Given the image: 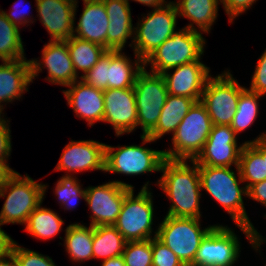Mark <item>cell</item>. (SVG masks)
I'll return each instance as SVG.
<instances>
[{
  "instance_id": "1",
  "label": "cell",
  "mask_w": 266,
  "mask_h": 266,
  "mask_svg": "<svg viewBox=\"0 0 266 266\" xmlns=\"http://www.w3.org/2000/svg\"><path fill=\"white\" fill-rule=\"evenodd\" d=\"M232 168L198 166L201 190L223 208V212L229 215V219L241 231V235L244 234L251 249L262 258L266 237L262 236L251 222L245 207L247 204L244 202L248 198L247 188L241 178L239 167Z\"/></svg>"
},
{
  "instance_id": "2",
  "label": "cell",
  "mask_w": 266,
  "mask_h": 266,
  "mask_svg": "<svg viewBox=\"0 0 266 266\" xmlns=\"http://www.w3.org/2000/svg\"><path fill=\"white\" fill-rule=\"evenodd\" d=\"M160 175L154 182H143L141 189L151 188L152 185L162 190L164 198L167 196L170 201L165 215L202 219L200 202L205 194L201 190L198 164L194 160L165 159Z\"/></svg>"
},
{
  "instance_id": "3",
  "label": "cell",
  "mask_w": 266,
  "mask_h": 266,
  "mask_svg": "<svg viewBox=\"0 0 266 266\" xmlns=\"http://www.w3.org/2000/svg\"><path fill=\"white\" fill-rule=\"evenodd\" d=\"M49 184L34 180L27 173L15 172L0 190V198H5L0 211L3 225L20 224L25 226L29 215L46 198Z\"/></svg>"
},
{
  "instance_id": "4",
  "label": "cell",
  "mask_w": 266,
  "mask_h": 266,
  "mask_svg": "<svg viewBox=\"0 0 266 266\" xmlns=\"http://www.w3.org/2000/svg\"><path fill=\"white\" fill-rule=\"evenodd\" d=\"M140 144L105 146V173L123 176H142L154 172L160 173L166 159L164 150L153 149L147 145L156 144L147 135H140ZM147 144V145H146Z\"/></svg>"
},
{
  "instance_id": "5",
  "label": "cell",
  "mask_w": 266,
  "mask_h": 266,
  "mask_svg": "<svg viewBox=\"0 0 266 266\" xmlns=\"http://www.w3.org/2000/svg\"><path fill=\"white\" fill-rule=\"evenodd\" d=\"M153 189H129L123 201L120 214L113 226L129 241H143L157 236L158 217L154 207ZM155 208V209H154ZM157 217V218H156ZM155 227H154V226ZM155 228V229H154Z\"/></svg>"
},
{
  "instance_id": "6",
  "label": "cell",
  "mask_w": 266,
  "mask_h": 266,
  "mask_svg": "<svg viewBox=\"0 0 266 266\" xmlns=\"http://www.w3.org/2000/svg\"><path fill=\"white\" fill-rule=\"evenodd\" d=\"M198 31L182 27L152 52L143 62L144 69L162 74L182 64L199 60L204 56L206 36Z\"/></svg>"
},
{
  "instance_id": "7",
  "label": "cell",
  "mask_w": 266,
  "mask_h": 266,
  "mask_svg": "<svg viewBox=\"0 0 266 266\" xmlns=\"http://www.w3.org/2000/svg\"><path fill=\"white\" fill-rule=\"evenodd\" d=\"M211 118L200 102H195L174 134L169 148L163 149L166 159L194 160L202 151L212 129Z\"/></svg>"
},
{
  "instance_id": "8",
  "label": "cell",
  "mask_w": 266,
  "mask_h": 266,
  "mask_svg": "<svg viewBox=\"0 0 266 266\" xmlns=\"http://www.w3.org/2000/svg\"><path fill=\"white\" fill-rule=\"evenodd\" d=\"M134 23L132 51L142 61L178 30V13L170 0L164 6L146 11Z\"/></svg>"
},
{
  "instance_id": "9",
  "label": "cell",
  "mask_w": 266,
  "mask_h": 266,
  "mask_svg": "<svg viewBox=\"0 0 266 266\" xmlns=\"http://www.w3.org/2000/svg\"><path fill=\"white\" fill-rule=\"evenodd\" d=\"M158 221L156 238L166 245L185 266H190L201 240L216 225L203 226L202 219L178 218L169 215ZM203 226V227H202Z\"/></svg>"
},
{
  "instance_id": "10",
  "label": "cell",
  "mask_w": 266,
  "mask_h": 266,
  "mask_svg": "<svg viewBox=\"0 0 266 266\" xmlns=\"http://www.w3.org/2000/svg\"><path fill=\"white\" fill-rule=\"evenodd\" d=\"M230 68L212 75L206 82L200 102L205 106L213 125H231L238 106L240 85Z\"/></svg>"
},
{
  "instance_id": "11",
  "label": "cell",
  "mask_w": 266,
  "mask_h": 266,
  "mask_svg": "<svg viewBox=\"0 0 266 266\" xmlns=\"http://www.w3.org/2000/svg\"><path fill=\"white\" fill-rule=\"evenodd\" d=\"M237 228L216 225L201 240L190 266H236L240 262L242 244ZM237 263V264H236ZM236 264V265H235Z\"/></svg>"
},
{
  "instance_id": "12",
  "label": "cell",
  "mask_w": 266,
  "mask_h": 266,
  "mask_svg": "<svg viewBox=\"0 0 266 266\" xmlns=\"http://www.w3.org/2000/svg\"><path fill=\"white\" fill-rule=\"evenodd\" d=\"M140 135H147L157 124L168 95L164 77L143 69L133 86Z\"/></svg>"
},
{
  "instance_id": "13",
  "label": "cell",
  "mask_w": 266,
  "mask_h": 266,
  "mask_svg": "<svg viewBox=\"0 0 266 266\" xmlns=\"http://www.w3.org/2000/svg\"><path fill=\"white\" fill-rule=\"evenodd\" d=\"M129 189H135L131 183L121 180H109L96 186L86 187L85 205L89 208V225H113L121 211L123 201Z\"/></svg>"
},
{
  "instance_id": "14",
  "label": "cell",
  "mask_w": 266,
  "mask_h": 266,
  "mask_svg": "<svg viewBox=\"0 0 266 266\" xmlns=\"http://www.w3.org/2000/svg\"><path fill=\"white\" fill-rule=\"evenodd\" d=\"M40 55L41 58L29 59L32 81L38 79L44 69L47 70L45 82L56 87L65 88L80 79L76 74L65 40H49L44 43Z\"/></svg>"
},
{
  "instance_id": "15",
  "label": "cell",
  "mask_w": 266,
  "mask_h": 266,
  "mask_svg": "<svg viewBox=\"0 0 266 266\" xmlns=\"http://www.w3.org/2000/svg\"><path fill=\"white\" fill-rule=\"evenodd\" d=\"M230 125H213L202 151L194 161L198 166L238 167L245 142Z\"/></svg>"
},
{
  "instance_id": "16",
  "label": "cell",
  "mask_w": 266,
  "mask_h": 266,
  "mask_svg": "<svg viewBox=\"0 0 266 266\" xmlns=\"http://www.w3.org/2000/svg\"><path fill=\"white\" fill-rule=\"evenodd\" d=\"M106 143L88 139L73 140L62 149L58 163L53 171H64V175L78 176L84 172L101 171L105 173Z\"/></svg>"
},
{
  "instance_id": "17",
  "label": "cell",
  "mask_w": 266,
  "mask_h": 266,
  "mask_svg": "<svg viewBox=\"0 0 266 266\" xmlns=\"http://www.w3.org/2000/svg\"><path fill=\"white\" fill-rule=\"evenodd\" d=\"M103 123L113 128L116 137L136 132L137 107L133 88L104 90Z\"/></svg>"
},
{
  "instance_id": "18",
  "label": "cell",
  "mask_w": 266,
  "mask_h": 266,
  "mask_svg": "<svg viewBox=\"0 0 266 266\" xmlns=\"http://www.w3.org/2000/svg\"><path fill=\"white\" fill-rule=\"evenodd\" d=\"M203 56L190 63L167 70L161 75L164 77L168 94L184 96L201 100L207 80L212 76V70L202 61Z\"/></svg>"
},
{
  "instance_id": "19",
  "label": "cell",
  "mask_w": 266,
  "mask_h": 266,
  "mask_svg": "<svg viewBox=\"0 0 266 266\" xmlns=\"http://www.w3.org/2000/svg\"><path fill=\"white\" fill-rule=\"evenodd\" d=\"M36 18L46 29L49 40H68L73 36L78 3L69 0H35Z\"/></svg>"
},
{
  "instance_id": "20",
  "label": "cell",
  "mask_w": 266,
  "mask_h": 266,
  "mask_svg": "<svg viewBox=\"0 0 266 266\" xmlns=\"http://www.w3.org/2000/svg\"><path fill=\"white\" fill-rule=\"evenodd\" d=\"M65 88L67 89L61 90L62 94L76 118L85 120L89 127H94L97 122H103L104 90L87 85L81 79Z\"/></svg>"
},
{
  "instance_id": "21",
  "label": "cell",
  "mask_w": 266,
  "mask_h": 266,
  "mask_svg": "<svg viewBox=\"0 0 266 266\" xmlns=\"http://www.w3.org/2000/svg\"><path fill=\"white\" fill-rule=\"evenodd\" d=\"M31 79L29 59L1 61L0 63V115H6V109L14 102L22 101L29 92ZM4 111V112H3Z\"/></svg>"
},
{
  "instance_id": "22",
  "label": "cell",
  "mask_w": 266,
  "mask_h": 266,
  "mask_svg": "<svg viewBox=\"0 0 266 266\" xmlns=\"http://www.w3.org/2000/svg\"><path fill=\"white\" fill-rule=\"evenodd\" d=\"M102 2L109 20L107 50H126L127 45L132 48L135 25H133L131 5L126 0H102Z\"/></svg>"
},
{
  "instance_id": "23",
  "label": "cell",
  "mask_w": 266,
  "mask_h": 266,
  "mask_svg": "<svg viewBox=\"0 0 266 266\" xmlns=\"http://www.w3.org/2000/svg\"><path fill=\"white\" fill-rule=\"evenodd\" d=\"M82 2L83 10L79 19L74 17L73 36L107 49L109 20L104 3L102 0H83Z\"/></svg>"
},
{
  "instance_id": "24",
  "label": "cell",
  "mask_w": 266,
  "mask_h": 266,
  "mask_svg": "<svg viewBox=\"0 0 266 266\" xmlns=\"http://www.w3.org/2000/svg\"><path fill=\"white\" fill-rule=\"evenodd\" d=\"M178 17L187 19L185 28L209 35L219 17L220 0H172Z\"/></svg>"
},
{
  "instance_id": "25",
  "label": "cell",
  "mask_w": 266,
  "mask_h": 266,
  "mask_svg": "<svg viewBox=\"0 0 266 266\" xmlns=\"http://www.w3.org/2000/svg\"><path fill=\"white\" fill-rule=\"evenodd\" d=\"M82 222V223H81ZM81 222H71L67 225L64 236L59 235V242L65 249L69 261L74 264H85V262L93 261V235L94 227L88 226Z\"/></svg>"
},
{
  "instance_id": "26",
  "label": "cell",
  "mask_w": 266,
  "mask_h": 266,
  "mask_svg": "<svg viewBox=\"0 0 266 266\" xmlns=\"http://www.w3.org/2000/svg\"><path fill=\"white\" fill-rule=\"evenodd\" d=\"M125 50H110V67L107 68L108 89L133 88L137 75L144 69V62ZM130 56V57H129ZM133 58V59H131Z\"/></svg>"
},
{
  "instance_id": "27",
  "label": "cell",
  "mask_w": 266,
  "mask_h": 266,
  "mask_svg": "<svg viewBox=\"0 0 266 266\" xmlns=\"http://www.w3.org/2000/svg\"><path fill=\"white\" fill-rule=\"evenodd\" d=\"M195 102L192 98L168 94L158 122L147 136L156 142L165 135L170 138Z\"/></svg>"
},
{
  "instance_id": "28",
  "label": "cell",
  "mask_w": 266,
  "mask_h": 266,
  "mask_svg": "<svg viewBox=\"0 0 266 266\" xmlns=\"http://www.w3.org/2000/svg\"><path fill=\"white\" fill-rule=\"evenodd\" d=\"M43 202L29 215L24 226V231L32 238L41 241H48L58 236L62 231H66L65 220L61 218L56 210L42 205Z\"/></svg>"
},
{
  "instance_id": "29",
  "label": "cell",
  "mask_w": 266,
  "mask_h": 266,
  "mask_svg": "<svg viewBox=\"0 0 266 266\" xmlns=\"http://www.w3.org/2000/svg\"><path fill=\"white\" fill-rule=\"evenodd\" d=\"M76 74L82 78L97 64L107 49L93 42L77 38L75 36L65 40Z\"/></svg>"
},
{
  "instance_id": "30",
  "label": "cell",
  "mask_w": 266,
  "mask_h": 266,
  "mask_svg": "<svg viewBox=\"0 0 266 266\" xmlns=\"http://www.w3.org/2000/svg\"><path fill=\"white\" fill-rule=\"evenodd\" d=\"M126 240L113 225L94 227L93 260L103 261L122 255Z\"/></svg>"
},
{
  "instance_id": "31",
  "label": "cell",
  "mask_w": 266,
  "mask_h": 266,
  "mask_svg": "<svg viewBox=\"0 0 266 266\" xmlns=\"http://www.w3.org/2000/svg\"><path fill=\"white\" fill-rule=\"evenodd\" d=\"M21 31L6 18L0 7V62L27 59Z\"/></svg>"
},
{
  "instance_id": "32",
  "label": "cell",
  "mask_w": 266,
  "mask_h": 266,
  "mask_svg": "<svg viewBox=\"0 0 266 266\" xmlns=\"http://www.w3.org/2000/svg\"><path fill=\"white\" fill-rule=\"evenodd\" d=\"M265 96L250 91L245 88L241 93L238 100L236 113L231 123V128L239 136V134L247 131V129L254 126V122L260 117V100Z\"/></svg>"
},
{
  "instance_id": "33",
  "label": "cell",
  "mask_w": 266,
  "mask_h": 266,
  "mask_svg": "<svg viewBox=\"0 0 266 266\" xmlns=\"http://www.w3.org/2000/svg\"><path fill=\"white\" fill-rule=\"evenodd\" d=\"M78 176L62 175L58 178L53 187L55 200L59 204L60 209L65 211H73L79 205L80 201L86 200V187H83Z\"/></svg>"
},
{
  "instance_id": "34",
  "label": "cell",
  "mask_w": 266,
  "mask_h": 266,
  "mask_svg": "<svg viewBox=\"0 0 266 266\" xmlns=\"http://www.w3.org/2000/svg\"><path fill=\"white\" fill-rule=\"evenodd\" d=\"M238 167L247 189L254 183L266 180V158H263L249 143H246L241 150Z\"/></svg>"
},
{
  "instance_id": "35",
  "label": "cell",
  "mask_w": 266,
  "mask_h": 266,
  "mask_svg": "<svg viewBox=\"0 0 266 266\" xmlns=\"http://www.w3.org/2000/svg\"><path fill=\"white\" fill-rule=\"evenodd\" d=\"M122 257L126 266H152L151 239L126 242Z\"/></svg>"
},
{
  "instance_id": "36",
  "label": "cell",
  "mask_w": 266,
  "mask_h": 266,
  "mask_svg": "<svg viewBox=\"0 0 266 266\" xmlns=\"http://www.w3.org/2000/svg\"><path fill=\"white\" fill-rule=\"evenodd\" d=\"M11 254L18 266H58L52 257L35 250L28 249L14 241Z\"/></svg>"
},
{
  "instance_id": "37",
  "label": "cell",
  "mask_w": 266,
  "mask_h": 266,
  "mask_svg": "<svg viewBox=\"0 0 266 266\" xmlns=\"http://www.w3.org/2000/svg\"><path fill=\"white\" fill-rule=\"evenodd\" d=\"M110 67V50L99 59L97 64L93 66L82 78L87 85H91L97 89H108L107 68Z\"/></svg>"
},
{
  "instance_id": "38",
  "label": "cell",
  "mask_w": 266,
  "mask_h": 266,
  "mask_svg": "<svg viewBox=\"0 0 266 266\" xmlns=\"http://www.w3.org/2000/svg\"><path fill=\"white\" fill-rule=\"evenodd\" d=\"M23 0H17L13 3L11 6V9L9 12L1 9L3 13L5 14L6 18L15 26H17L19 29L24 30L26 27L34 24L37 20L36 17H33L34 14L31 13L32 7H30L32 4L25 2L22 3ZM24 3H26L24 5ZM22 4V5H21ZM28 6V7H27ZM30 10V12H29ZM22 27V28H21Z\"/></svg>"
},
{
  "instance_id": "39",
  "label": "cell",
  "mask_w": 266,
  "mask_h": 266,
  "mask_svg": "<svg viewBox=\"0 0 266 266\" xmlns=\"http://www.w3.org/2000/svg\"><path fill=\"white\" fill-rule=\"evenodd\" d=\"M152 266H185L181 260L156 237L151 239Z\"/></svg>"
},
{
  "instance_id": "40",
  "label": "cell",
  "mask_w": 266,
  "mask_h": 266,
  "mask_svg": "<svg viewBox=\"0 0 266 266\" xmlns=\"http://www.w3.org/2000/svg\"><path fill=\"white\" fill-rule=\"evenodd\" d=\"M249 87L250 91L266 96V48L257 58Z\"/></svg>"
},
{
  "instance_id": "41",
  "label": "cell",
  "mask_w": 266,
  "mask_h": 266,
  "mask_svg": "<svg viewBox=\"0 0 266 266\" xmlns=\"http://www.w3.org/2000/svg\"><path fill=\"white\" fill-rule=\"evenodd\" d=\"M256 2L258 0H220V5L228 17L229 24H233L239 16L252 9Z\"/></svg>"
},
{
  "instance_id": "42",
  "label": "cell",
  "mask_w": 266,
  "mask_h": 266,
  "mask_svg": "<svg viewBox=\"0 0 266 266\" xmlns=\"http://www.w3.org/2000/svg\"><path fill=\"white\" fill-rule=\"evenodd\" d=\"M6 115H0V160L9 162L12 153V131L10 122Z\"/></svg>"
},
{
  "instance_id": "43",
  "label": "cell",
  "mask_w": 266,
  "mask_h": 266,
  "mask_svg": "<svg viewBox=\"0 0 266 266\" xmlns=\"http://www.w3.org/2000/svg\"><path fill=\"white\" fill-rule=\"evenodd\" d=\"M248 201L252 200L253 203H260L261 206L266 208V180L254 183L248 189Z\"/></svg>"
},
{
  "instance_id": "44",
  "label": "cell",
  "mask_w": 266,
  "mask_h": 266,
  "mask_svg": "<svg viewBox=\"0 0 266 266\" xmlns=\"http://www.w3.org/2000/svg\"><path fill=\"white\" fill-rule=\"evenodd\" d=\"M3 224L0 222V258L11 253L14 239L2 229Z\"/></svg>"
},
{
  "instance_id": "45",
  "label": "cell",
  "mask_w": 266,
  "mask_h": 266,
  "mask_svg": "<svg viewBox=\"0 0 266 266\" xmlns=\"http://www.w3.org/2000/svg\"><path fill=\"white\" fill-rule=\"evenodd\" d=\"M244 142L249 143L263 158H266V130L260 132L252 140H245Z\"/></svg>"
},
{
  "instance_id": "46",
  "label": "cell",
  "mask_w": 266,
  "mask_h": 266,
  "mask_svg": "<svg viewBox=\"0 0 266 266\" xmlns=\"http://www.w3.org/2000/svg\"><path fill=\"white\" fill-rule=\"evenodd\" d=\"M10 163L4 160H0V190L3 188L7 180L16 172L9 165Z\"/></svg>"
},
{
  "instance_id": "47",
  "label": "cell",
  "mask_w": 266,
  "mask_h": 266,
  "mask_svg": "<svg viewBox=\"0 0 266 266\" xmlns=\"http://www.w3.org/2000/svg\"><path fill=\"white\" fill-rule=\"evenodd\" d=\"M129 4L130 2L134 1L139 4H142L143 6H147L148 8L151 9H157L162 6H164L169 0H126Z\"/></svg>"
},
{
  "instance_id": "48",
  "label": "cell",
  "mask_w": 266,
  "mask_h": 266,
  "mask_svg": "<svg viewBox=\"0 0 266 266\" xmlns=\"http://www.w3.org/2000/svg\"><path fill=\"white\" fill-rule=\"evenodd\" d=\"M100 266H126L122 255L100 261Z\"/></svg>"
},
{
  "instance_id": "49",
  "label": "cell",
  "mask_w": 266,
  "mask_h": 266,
  "mask_svg": "<svg viewBox=\"0 0 266 266\" xmlns=\"http://www.w3.org/2000/svg\"><path fill=\"white\" fill-rule=\"evenodd\" d=\"M0 266H18L15 257L10 253L0 258Z\"/></svg>"
},
{
  "instance_id": "50",
  "label": "cell",
  "mask_w": 266,
  "mask_h": 266,
  "mask_svg": "<svg viewBox=\"0 0 266 266\" xmlns=\"http://www.w3.org/2000/svg\"><path fill=\"white\" fill-rule=\"evenodd\" d=\"M69 1H72L74 2L75 4L78 3L79 4V0H69ZM83 1V0H82Z\"/></svg>"
}]
</instances>
